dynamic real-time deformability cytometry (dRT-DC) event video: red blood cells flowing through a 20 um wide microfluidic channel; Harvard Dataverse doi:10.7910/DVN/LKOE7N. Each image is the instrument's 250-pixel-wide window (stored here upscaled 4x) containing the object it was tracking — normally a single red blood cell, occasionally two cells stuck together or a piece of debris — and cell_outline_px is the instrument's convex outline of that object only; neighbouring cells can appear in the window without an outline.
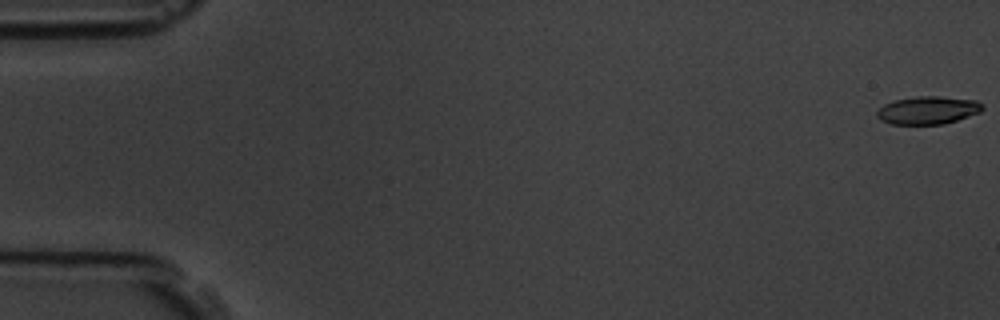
{"species": "common noctule bat (a hibernating species)", "species_latin": "Nyctalus noctula", "temperature_condition": "room temperature", "stored_images_in_passage": 8, "camera_frame_rate_fps": 3000, "um_per_image_px": 0.085, "animal": {"sex": "male", "body_mass_g": 19.5, "forearm_length_mm": 54.6}, "frame": {"image": 1, "passage_image": 1, "time_ms": 0.0, "image_size_px": [1000, 320], "cell_outline_px": [[984, 108], [980, 112], [944, 124], [892, 124], [880, 120], [876, 116], [876, 112], [884, 104], [896, 100], [916, 96], [940, 96], [976, 100], [984, 104]], "centroid_in_image_um": [78.88, 9.36], "position_along_channel_um": 6.1, "area_um2": 17.17}}
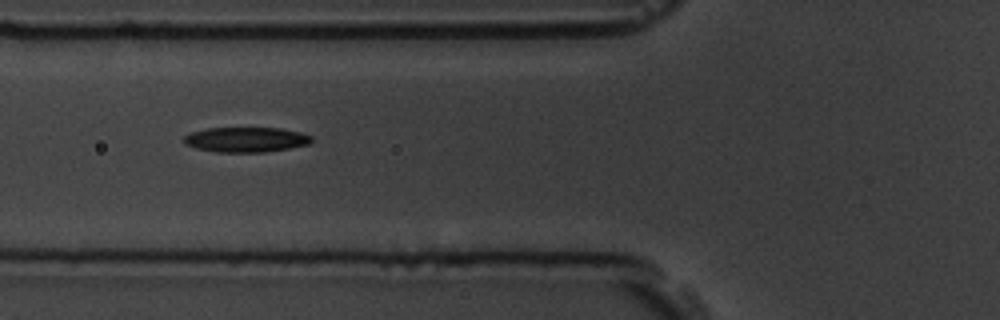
{"frame": {"image": 2, "passage_image": 7, "time_ms": 6.667, "image_size_px": [1000, 320], "cell_outline_px": [[312, 140], [308, 144], [288, 148], [264, 152], [216, 152], [196, 148], [184, 144], [184, 136], [188, 132], [208, 128], [280, 128], [300, 132], [312, 136]], "centroid_in_image_um": [20.86, 11.86], "position_along_channel_um": 104.9, "area_um2": 18.61}}
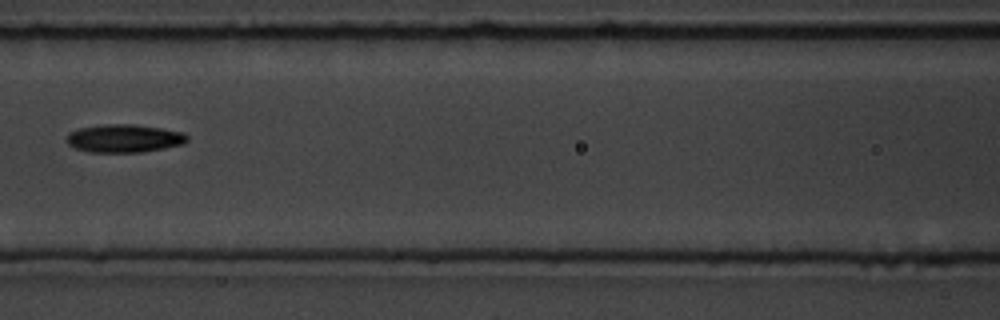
{"frame": {"image": 3, "passage_image": 8, "time_ms": 8.0, "image_size_px": [1000, 320], "cell_outline_px": [[188, 140], [184, 144], [164, 148], [140, 152], [92, 152], [76, 148], [68, 144], [64, 140], [68, 132], [80, 128], [104, 124], [136, 124], [184, 132], [188, 136]], "centroid_in_image_um": [10.55, 11.75], "position_along_channel_um": 156.1, "area_um2": 19.83}}